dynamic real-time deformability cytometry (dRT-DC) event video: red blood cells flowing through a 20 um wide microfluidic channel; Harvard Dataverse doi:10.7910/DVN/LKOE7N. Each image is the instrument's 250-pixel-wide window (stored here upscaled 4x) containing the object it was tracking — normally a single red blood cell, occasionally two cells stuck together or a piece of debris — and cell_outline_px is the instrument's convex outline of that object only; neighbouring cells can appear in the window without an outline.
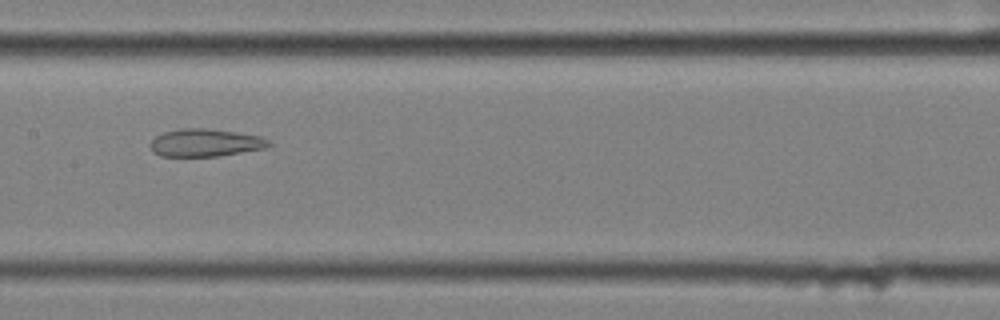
{"species": "common noctule bat (a hibernating species)", "species_latin": "Nyctalus noctula", "temperature_condition": "cold", "stored_images_in_passage": 43, "camera_frame_rate_fps": 3000, "um_per_image_px": 0.085, "animal": {"sex": "female", "body_mass_g": 25.1}, "frame": {"image": 1, "passage_image": 14, "time_ms": 4.333, "image_size_px": [1000, 320], "cell_outline_px": [[272, 144], [268, 148], [216, 156], [160, 156], [152, 152], [148, 144], [156, 136], [164, 132], [184, 128], [204, 128], [236, 132], [260, 136], [268, 140]], "centroid_in_image_um": [17.44, 12.14], "position_along_channel_um": 190.0, "area_um2": 19.13}}
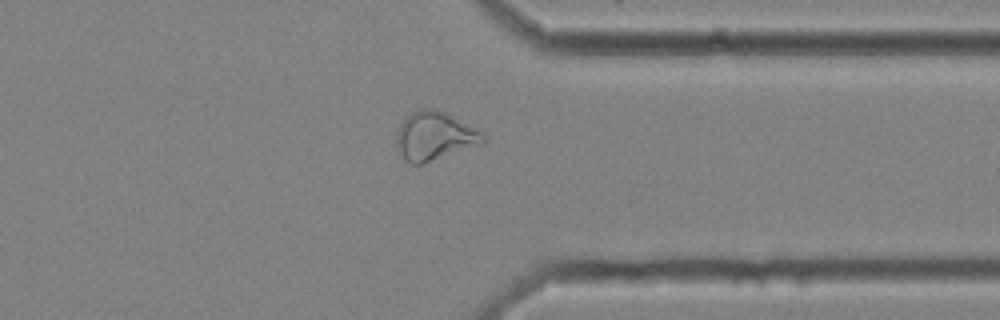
{"frame": {"image": 2, "passage_image": 30, "time_ms": 9.667, "image_size_px": [1000, 320], "cell_outline_px": [[484, 144], [420, 164], [412, 164], [400, 152], [396, 140], [396, 132], [400, 124], [412, 112], [420, 108], [436, 108], [452, 116], [480, 132], [484, 136]], "centroid_in_image_um": [36.93, 11.55], "position_along_channel_um": 374.5, "area_um2": 23.93}}
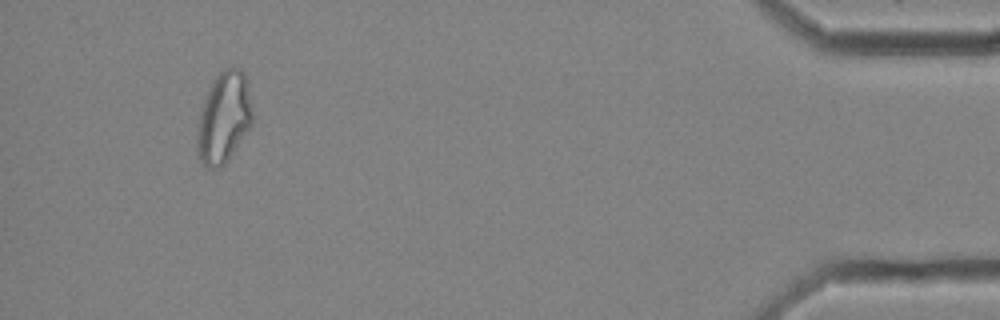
{"frame": {"image": 3, "passage_image": 39, "time_ms": 12.667, "image_size_px": [1000, 320], "cell_outline_px": [[252, 124], [224, 164], [216, 168], [208, 168], [200, 160], [196, 152], [196, 136], [200, 112], [204, 100], [216, 76], [224, 68], [232, 64], [240, 68], [244, 72], [248, 80], [252, 108]], "centroid_in_image_um": [19.03, 9.95], "position_along_channel_um": 416.2, "area_um2": 29.42}, "authors_computed_cell_mechanics": {"area_um2": 22.3108, "velocity_mm_per_s": 3.4917, "shape_relaxation_time_tau1_ms": null, "shape_relaxation_time_tau2_ms": 4.1225, "deformation_change_tau1": null, "deformation_change_tau2": 0.1378}}